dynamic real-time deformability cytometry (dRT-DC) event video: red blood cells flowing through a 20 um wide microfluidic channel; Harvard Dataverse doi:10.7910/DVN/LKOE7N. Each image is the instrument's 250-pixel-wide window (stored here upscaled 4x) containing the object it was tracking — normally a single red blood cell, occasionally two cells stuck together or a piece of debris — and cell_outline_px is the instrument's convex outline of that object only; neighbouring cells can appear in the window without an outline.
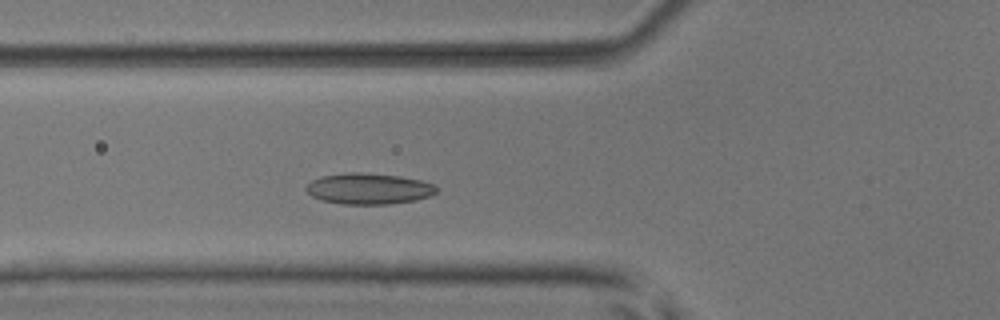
{"species": "common noctule bat (a hibernating species)", "species_latin": "Nyctalus noctula", "temperature_condition": "room temperature", "stored_images_in_passage": 4, "camera_frame_rate_fps": 3000, "um_per_image_px": 0.085, "animal": {"sex": "male", "body_mass_g": 17.9, "forearm_length_mm": 54.2}, "frame": {"image": 1, "passage_image": 4, "time_ms": 3.333, "image_size_px": [1000, 320], "cell_outline_px": [[436, 192], [432, 196], [412, 200], [388, 204], [340, 204], [320, 200], [312, 196], [304, 188], [312, 180], [324, 176], [348, 172], [360, 172], [400, 176], [420, 180], [436, 184]], "centroid_in_image_um": [31.34, 16.04], "position_along_channel_um": 94.5, "area_um2": 23.52}}